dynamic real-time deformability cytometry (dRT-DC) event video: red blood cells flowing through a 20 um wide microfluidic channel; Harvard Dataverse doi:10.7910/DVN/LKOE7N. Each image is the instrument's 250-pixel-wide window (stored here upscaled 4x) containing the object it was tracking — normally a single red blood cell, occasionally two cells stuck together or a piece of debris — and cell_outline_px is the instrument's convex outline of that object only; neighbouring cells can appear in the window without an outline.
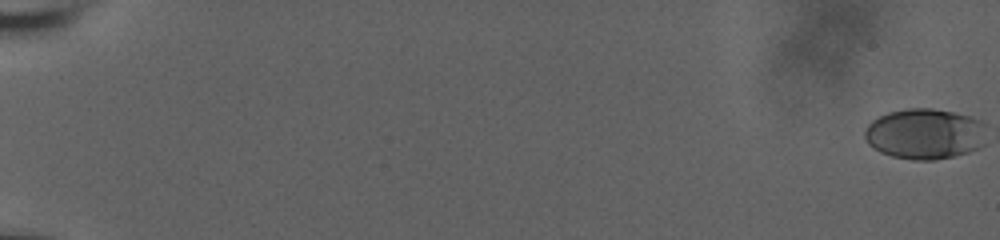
{"species": "human", "species_latin": "Homo sapiens", "temperature_condition": "room temperature", "stored_images_in_passage": 54, "camera_frame_rate_fps": 3000, "um_per_image_px": 0.085, "donor": {"sex": "male"}, "frame": {"image": 1, "passage_image": 1, "time_ms": 0.0, "image_size_px": [1000, 240], "cell_outline_px": [[984, 144], [980, 148], [968, 152], [952, 156], [932, 160], [912, 160], [892, 156], [880, 152], [868, 144], [864, 136], [864, 132], [868, 124], [872, 120], [888, 112], [908, 108], [932, 108], [952, 112], [968, 116], [980, 120], [984, 124]], "centroid_in_image_um": [78.59, 11.38], "position_along_channel_um": 6.4, "area_um2": 35.95}}
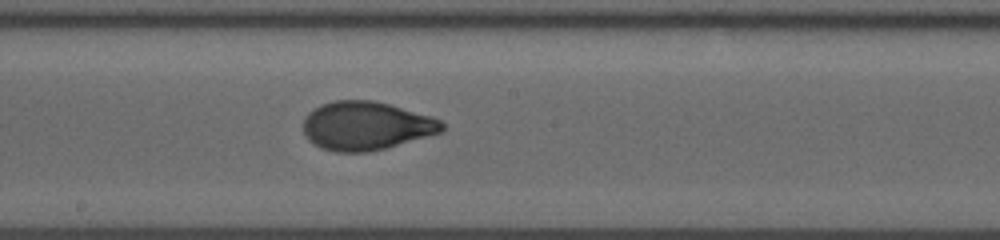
{"frame": {"image": 2, "passage_image": 30, "time_ms": 9.667, "image_size_px": [1000, 240], "cell_outline_px": [[444, 132], [384, 148], [368, 152], [336, 152], [320, 148], [312, 144], [304, 136], [304, 116], [308, 112], [320, 104], [336, 100], [372, 100], [388, 104], [432, 116], [440, 120], [444, 124]], "centroid_in_image_um": [31.09, 10.7], "position_along_channel_um": 217.1, "area_um2": 39.48}}
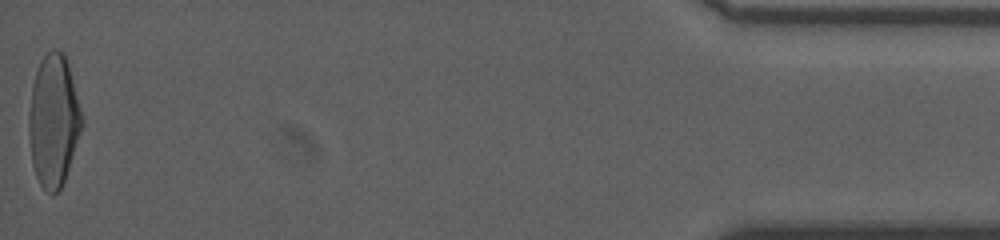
{"frame": {"image": 3, "passage_image": 54, "time_ms": 17.667, "image_size_px": [1000, 240], "cell_outline_px": [[84, 124], [64, 180], [60, 188], [52, 196], [44, 192], [36, 176], [32, 164], [28, 132], [28, 116], [32, 88], [36, 72], [40, 60], [52, 48], [56, 48], [64, 52], [68, 60], [84, 120]], "centroid_in_image_um": [4.56, 10.25], "position_along_channel_um": 430.6, "area_um2": 41.27}, "authors_computed_cell_mechanics": {"area_um2": 38.4948, "velocity_mm_per_s": 3.7308, "shape_relaxation_time_tau1_ms": 5.3219, "shape_relaxation_time_tau2_ms": null, "deformation_change_tau1": 0.1903, "deformation_change_tau2": null}}